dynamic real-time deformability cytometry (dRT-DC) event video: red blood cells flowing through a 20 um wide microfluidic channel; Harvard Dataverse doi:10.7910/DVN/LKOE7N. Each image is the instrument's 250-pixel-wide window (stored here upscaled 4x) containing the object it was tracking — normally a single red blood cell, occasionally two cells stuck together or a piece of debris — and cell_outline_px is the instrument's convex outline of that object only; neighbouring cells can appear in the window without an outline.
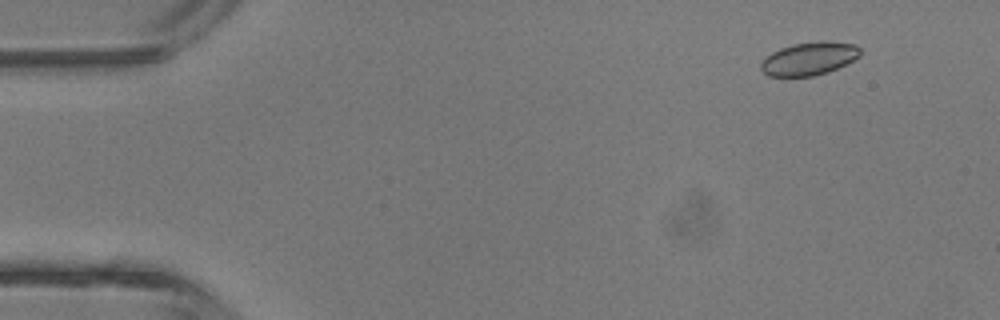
{"species": "common noctule bat (a hibernating species)", "species_latin": "Nyctalus noctula", "temperature_condition": "room temperature", "stored_images_in_passage": 5, "camera_frame_rate_fps": 3000, "um_per_image_px": 0.085, "animal": {"sex": "male", "body_mass_g": 13.3}, "frame": {"image": 1, "passage_image": 2, "time_ms": 1.333, "image_size_px": [1000, 320], "cell_outline_px": [[860, 56], [828, 72], [812, 76], [768, 76], [760, 68], [760, 64], [772, 52], [780, 48], [792, 44], [824, 40], [856, 44], [860, 48]], "centroid_in_image_um": [68.78, 4.97], "position_along_channel_um": 16.2, "area_um2": 19.02}}